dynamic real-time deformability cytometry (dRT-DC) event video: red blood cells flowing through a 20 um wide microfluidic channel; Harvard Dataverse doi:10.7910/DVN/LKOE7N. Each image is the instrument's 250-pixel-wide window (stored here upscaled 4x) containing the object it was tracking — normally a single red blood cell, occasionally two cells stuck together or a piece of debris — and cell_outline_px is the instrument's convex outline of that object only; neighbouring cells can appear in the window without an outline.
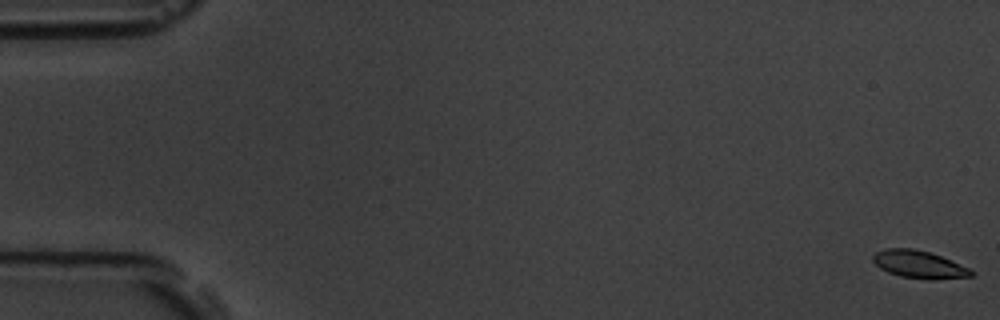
{"species": "common noctule bat (a hibernating species)", "species_latin": "Nyctalus noctula", "temperature_condition": "room temperature", "stored_images_in_passage": 7, "camera_frame_rate_fps": 3000, "um_per_image_px": 0.085, "animal": {"sex": "male", "body_mass_g": 19.5, "forearm_length_mm": 54.6}, "frame": {"image": 1, "passage_image": 1, "time_ms": 0.0, "image_size_px": [1000, 320], "cell_outline_px": [[976, 272], [972, 276], [928, 280], [900, 276], [888, 272], [880, 268], [872, 260], [872, 256], [876, 252], [884, 248], [916, 248], [940, 256], [968, 268]], "centroid_in_image_um": [78.09, 22.47], "position_along_channel_um": 6.9, "area_um2": 15.72}}
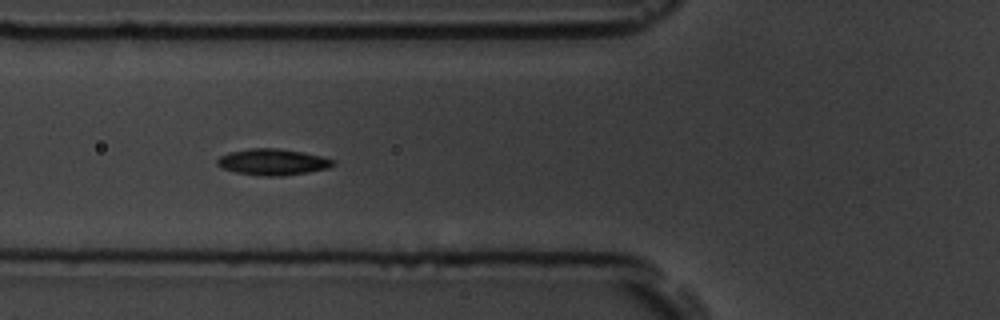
{"frame": {"image": 2, "passage_image": 6, "time_ms": 7.0, "image_size_px": [1000, 320], "cell_outline_px": [[336, 164], [328, 168], [308, 172], [284, 176], [264, 176], [236, 172], [220, 168], [216, 164], [216, 160], [220, 156], [228, 152], [252, 148], [276, 148], [304, 152], [336, 160]], "centroid_in_image_um": [23.17, 13.77], "position_along_channel_um": 102.6, "area_um2": 17.86}}
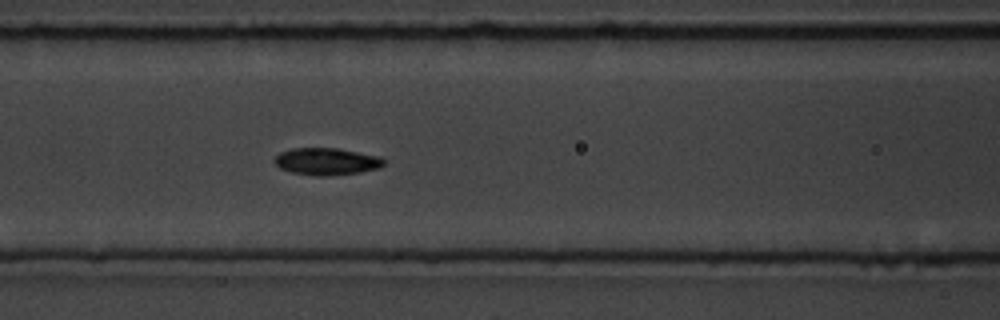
{"frame": {"image": 3, "passage_image": 7, "time_ms": 8.0, "image_size_px": [1000, 320], "cell_outline_px": [[384, 164], [380, 168], [360, 172], [328, 176], [316, 176], [292, 172], [280, 168], [272, 160], [280, 152], [292, 148], [336, 148], [380, 156], [384, 160]], "centroid_in_image_um": [27.75, 13.72], "position_along_channel_um": 138.8, "area_um2": 17.28}}